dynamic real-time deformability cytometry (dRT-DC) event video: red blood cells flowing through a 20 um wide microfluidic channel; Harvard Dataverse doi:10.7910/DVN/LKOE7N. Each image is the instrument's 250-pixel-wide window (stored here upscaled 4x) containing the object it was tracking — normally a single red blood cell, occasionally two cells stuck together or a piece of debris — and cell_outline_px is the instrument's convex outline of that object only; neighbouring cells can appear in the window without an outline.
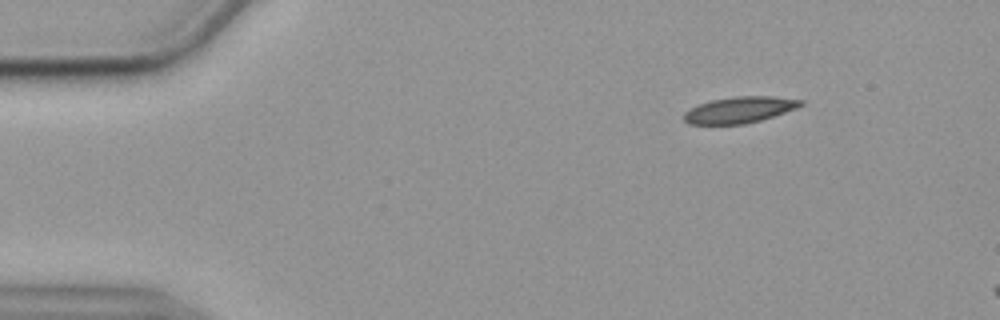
{"species": "common noctule bat (a hibernating species)", "species_latin": "Nyctalus noctula", "temperature_condition": "cold", "stored_images_in_passage": 57, "camera_frame_rate_fps": 3000, "um_per_image_px": 0.085, "animal": {"sex": "female", "body_mass_g": 19.9}, "frame": {"image": 1, "passage_image": 8, "time_ms": 2.333, "image_size_px": [1000, 320], "cell_outline_px": [[804, 104], [796, 108], [760, 120], [744, 124], [688, 124], [684, 120], [684, 112], [700, 104], [712, 100], [736, 96], [772, 96], [804, 100]], "centroid_in_image_um": [62.87, 9.33], "position_along_channel_um": 22.1, "area_um2": 17.63}}
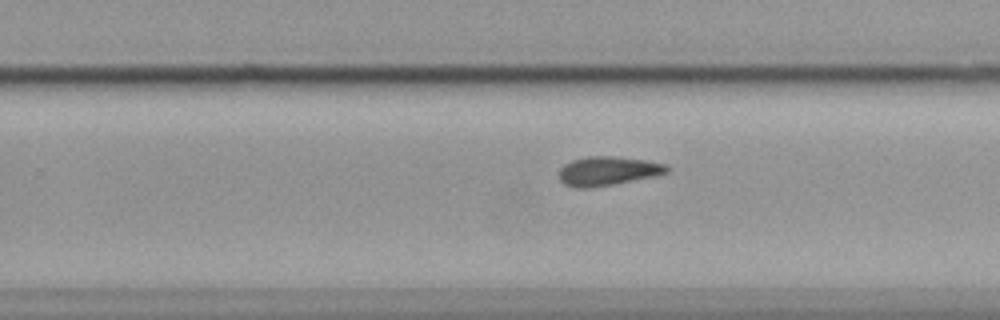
{"frame": {"image": 2, "passage_image": 36, "time_ms": 11.667, "image_size_px": [1000, 320], "cell_outline_px": [[668, 172], [656, 176], [612, 184], [588, 188], [576, 188], [564, 184], [560, 180], [560, 168], [564, 164], [572, 160], [584, 156], [616, 156], [644, 160], [668, 164]], "centroid_in_image_um": [51.66, 14.52], "position_along_channel_um": 278.1, "area_um2": 18.26}}
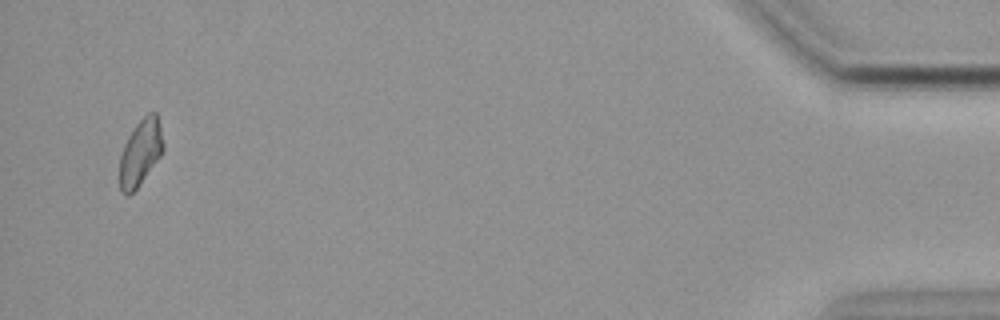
{"frame": {"image": 3, "passage_image": 55, "time_ms": 18.0, "image_size_px": [1000, 320], "cell_outline_px": [[164, 148], [160, 156], [136, 188], [128, 196], [124, 196], [120, 192], [120, 156], [124, 144], [128, 136], [136, 124], [148, 112], [156, 112], [164, 144]], "centroid_in_image_um": [11.92, 12.97], "position_along_channel_um": 423.3, "area_um2": 16.59}}